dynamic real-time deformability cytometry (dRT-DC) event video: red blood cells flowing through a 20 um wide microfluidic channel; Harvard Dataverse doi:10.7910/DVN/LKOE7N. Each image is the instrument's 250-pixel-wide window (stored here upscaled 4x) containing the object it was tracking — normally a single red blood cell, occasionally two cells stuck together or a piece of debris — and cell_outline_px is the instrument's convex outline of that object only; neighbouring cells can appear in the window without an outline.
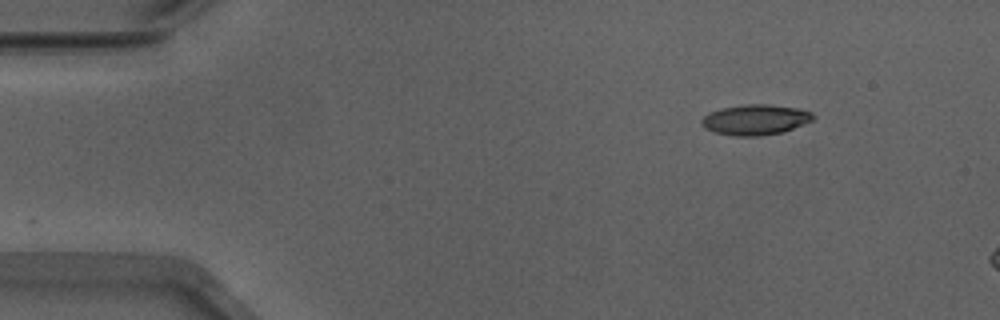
{"species": "Egyptian fruit bat (a non-hibernating species)", "species_latin": "Rousettus aegyptiacus", "temperature_condition": "warm", "stored_images_in_passage": 7, "camera_frame_rate_fps": 3000, "um_per_image_px": 0.085, "animal": {"sex": "male"}, "frame": {"image": 1, "passage_image": 1, "time_ms": 0.0, "image_size_px": [1000, 320], "cell_outline_px": [[816, 116], [812, 120], [792, 128], [780, 132], [756, 136], [736, 136], [716, 132], [704, 128], [700, 120], [708, 112], [720, 108], [744, 104], [768, 104], [800, 108], [812, 112]], "centroid_in_image_um": [64.19, 10.15], "position_along_channel_um": 20.8, "area_um2": 19.71}}